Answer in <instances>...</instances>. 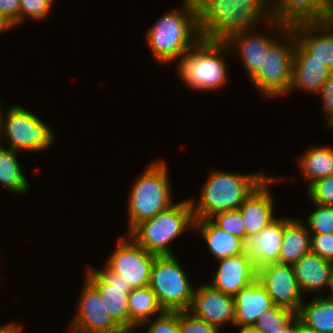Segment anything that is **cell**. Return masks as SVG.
I'll use <instances>...</instances> for the list:
<instances>
[{"label":"cell","instance_id":"obj_1","mask_svg":"<svg viewBox=\"0 0 333 333\" xmlns=\"http://www.w3.org/2000/svg\"><path fill=\"white\" fill-rule=\"evenodd\" d=\"M196 4L202 40L225 42L237 33L252 31L262 15L270 19V10H265L270 8L269 0H196Z\"/></svg>","mask_w":333,"mask_h":333},{"label":"cell","instance_id":"obj_2","mask_svg":"<svg viewBox=\"0 0 333 333\" xmlns=\"http://www.w3.org/2000/svg\"><path fill=\"white\" fill-rule=\"evenodd\" d=\"M146 34L148 46L159 63L182 57L201 39L196 0H184L179 11L165 13Z\"/></svg>","mask_w":333,"mask_h":333},{"label":"cell","instance_id":"obj_3","mask_svg":"<svg viewBox=\"0 0 333 333\" xmlns=\"http://www.w3.org/2000/svg\"><path fill=\"white\" fill-rule=\"evenodd\" d=\"M266 177L262 172L247 175L211 170L198 203L190 199L195 220L238 209Z\"/></svg>","mask_w":333,"mask_h":333},{"label":"cell","instance_id":"obj_4","mask_svg":"<svg viewBox=\"0 0 333 333\" xmlns=\"http://www.w3.org/2000/svg\"><path fill=\"white\" fill-rule=\"evenodd\" d=\"M166 163L152 162L131 187L127 205L128 234L141 222L173 205Z\"/></svg>","mask_w":333,"mask_h":333},{"label":"cell","instance_id":"obj_5","mask_svg":"<svg viewBox=\"0 0 333 333\" xmlns=\"http://www.w3.org/2000/svg\"><path fill=\"white\" fill-rule=\"evenodd\" d=\"M228 50L225 42L200 39L178 62L177 71L182 82L199 91L223 86L228 77L223 54Z\"/></svg>","mask_w":333,"mask_h":333},{"label":"cell","instance_id":"obj_6","mask_svg":"<svg viewBox=\"0 0 333 333\" xmlns=\"http://www.w3.org/2000/svg\"><path fill=\"white\" fill-rule=\"evenodd\" d=\"M189 199L174 203L155 217L138 224L128 235L146 251L157 256L173 255L168 245L183 231L194 227Z\"/></svg>","mask_w":333,"mask_h":333},{"label":"cell","instance_id":"obj_7","mask_svg":"<svg viewBox=\"0 0 333 333\" xmlns=\"http://www.w3.org/2000/svg\"><path fill=\"white\" fill-rule=\"evenodd\" d=\"M269 26L280 32V37L288 40L280 43L275 40L264 56L263 65L258 72L250 79L253 86L262 96L278 97L289 92L292 81V62L296 48L297 38L294 31H285L278 28L270 19ZM276 27V28H275Z\"/></svg>","mask_w":333,"mask_h":333},{"label":"cell","instance_id":"obj_8","mask_svg":"<svg viewBox=\"0 0 333 333\" xmlns=\"http://www.w3.org/2000/svg\"><path fill=\"white\" fill-rule=\"evenodd\" d=\"M149 287L156 294L160 305L168 311L187 310L195 291L174 255L155 257Z\"/></svg>","mask_w":333,"mask_h":333},{"label":"cell","instance_id":"obj_9","mask_svg":"<svg viewBox=\"0 0 333 333\" xmlns=\"http://www.w3.org/2000/svg\"><path fill=\"white\" fill-rule=\"evenodd\" d=\"M7 111L6 118L3 113L1 116L0 140L3 136L7 137L10 146L8 148L17 152H38L53 144L55 136L52 129L37 115L18 105Z\"/></svg>","mask_w":333,"mask_h":333},{"label":"cell","instance_id":"obj_10","mask_svg":"<svg viewBox=\"0 0 333 333\" xmlns=\"http://www.w3.org/2000/svg\"><path fill=\"white\" fill-rule=\"evenodd\" d=\"M106 266L119 274L132 289L149 286L151 267L157 255L139 246L129 235L118 238Z\"/></svg>","mask_w":333,"mask_h":333},{"label":"cell","instance_id":"obj_11","mask_svg":"<svg viewBox=\"0 0 333 333\" xmlns=\"http://www.w3.org/2000/svg\"><path fill=\"white\" fill-rule=\"evenodd\" d=\"M85 280L70 333H126L109 315L108 298Z\"/></svg>","mask_w":333,"mask_h":333},{"label":"cell","instance_id":"obj_12","mask_svg":"<svg viewBox=\"0 0 333 333\" xmlns=\"http://www.w3.org/2000/svg\"><path fill=\"white\" fill-rule=\"evenodd\" d=\"M269 5L270 20L285 31L329 22V7L322 0H271Z\"/></svg>","mask_w":333,"mask_h":333},{"label":"cell","instance_id":"obj_13","mask_svg":"<svg viewBox=\"0 0 333 333\" xmlns=\"http://www.w3.org/2000/svg\"><path fill=\"white\" fill-rule=\"evenodd\" d=\"M257 280L267 290L275 306L298 313L303 299L293 265L266 264L257 269Z\"/></svg>","mask_w":333,"mask_h":333},{"label":"cell","instance_id":"obj_14","mask_svg":"<svg viewBox=\"0 0 333 333\" xmlns=\"http://www.w3.org/2000/svg\"><path fill=\"white\" fill-rule=\"evenodd\" d=\"M85 278L100 292L102 298H108L109 315L129 333L128 296L131 285L107 266L102 271L88 268Z\"/></svg>","mask_w":333,"mask_h":333},{"label":"cell","instance_id":"obj_15","mask_svg":"<svg viewBox=\"0 0 333 333\" xmlns=\"http://www.w3.org/2000/svg\"><path fill=\"white\" fill-rule=\"evenodd\" d=\"M186 311L213 324L219 330L227 322L234 325V297L214 289L209 284L195 289Z\"/></svg>","mask_w":333,"mask_h":333},{"label":"cell","instance_id":"obj_16","mask_svg":"<svg viewBox=\"0 0 333 333\" xmlns=\"http://www.w3.org/2000/svg\"><path fill=\"white\" fill-rule=\"evenodd\" d=\"M279 180L275 177H266L257 188L239 206L246 238L261 232L276 218L274 216V199L268 190L271 182Z\"/></svg>","mask_w":333,"mask_h":333},{"label":"cell","instance_id":"obj_17","mask_svg":"<svg viewBox=\"0 0 333 333\" xmlns=\"http://www.w3.org/2000/svg\"><path fill=\"white\" fill-rule=\"evenodd\" d=\"M218 270L211 284L214 289L235 296L241 289L257 280V268L243 253L217 260Z\"/></svg>","mask_w":333,"mask_h":333},{"label":"cell","instance_id":"obj_18","mask_svg":"<svg viewBox=\"0 0 333 333\" xmlns=\"http://www.w3.org/2000/svg\"><path fill=\"white\" fill-rule=\"evenodd\" d=\"M284 236V218H277L261 232L243 241V254L252 259L258 269L266 264L278 263Z\"/></svg>","mask_w":333,"mask_h":333},{"label":"cell","instance_id":"obj_19","mask_svg":"<svg viewBox=\"0 0 333 333\" xmlns=\"http://www.w3.org/2000/svg\"><path fill=\"white\" fill-rule=\"evenodd\" d=\"M331 72L325 63L313 59V56L297 42L292 62V81L289 92L297 88L318 94Z\"/></svg>","mask_w":333,"mask_h":333},{"label":"cell","instance_id":"obj_20","mask_svg":"<svg viewBox=\"0 0 333 333\" xmlns=\"http://www.w3.org/2000/svg\"><path fill=\"white\" fill-rule=\"evenodd\" d=\"M273 306L267 290L255 280L234 296V325L252 327L257 318Z\"/></svg>","mask_w":333,"mask_h":333},{"label":"cell","instance_id":"obj_21","mask_svg":"<svg viewBox=\"0 0 333 333\" xmlns=\"http://www.w3.org/2000/svg\"><path fill=\"white\" fill-rule=\"evenodd\" d=\"M252 31H245L231 36L225 43L229 48H235L242 57L247 75L252 78L263 65L264 56L270 45L276 40ZM274 39V40H273Z\"/></svg>","mask_w":333,"mask_h":333},{"label":"cell","instance_id":"obj_22","mask_svg":"<svg viewBox=\"0 0 333 333\" xmlns=\"http://www.w3.org/2000/svg\"><path fill=\"white\" fill-rule=\"evenodd\" d=\"M294 33L297 42L313 59L325 63L333 72V24L329 21L319 26L301 27Z\"/></svg>","mask_w":333,"mask_h":333},{"label":"cell","instance_id":"obj_23","mask_svg":"<svg viewBox=\"0 0 333 333\" xmlns=\"http://www.w3.org/2000/svg\"><path fill=\"white\" fill-rule=\"evenodd\" d=\"M331 262L311 251L305 254L293 267L301 293L321 291L327 288Z\"/></svg>","mask_w":333,"mask_h":333},{"label":"cell","instance_id":"obj_24","mask_svg":"<svg viewBox=\"0 0 333 333\" xmlns=\"http://www.w3.org/2000/svg\"><path fill=\"white\" fill-rule=\"evenodd\" d=\"M311 251V235L300 219L284 218V236L279 255V264L294 265Z\"/></svg>","mask_w":333,"mask_h":333},{"label":"cell","instance_id":"obj_25","mask_svg":"<svg viewBox=\"0 0 333 333\" xmlns=\"http://www.w3.org/2000/svg\"><path fill=\"white\" fill-rule=\"evenodd\" d=\"M194 228L198 231L213 256L219 260L243 253V240L218 228L211 219L194 221Z\"/></svg>","mask_w":333,"mask_h":333},{"label":"cell","instance_id":"obj_26","mask_svg":"<svg viewBox=\"0 0 333 333\" xmlns=\"http://www.w3.org/2000/svg\"><path fill=\"white\" fill-rule=\"evenodd\" d=\"M128 304L129 333H133V328H138L145 321L152 319V316L161 315L165 311L149 286L132 289L129 292Z\"/></svg>","mask_w":333,"mask_h":333},{"label":"cell","instance_id":"obj_27","mask_svg":"<svg viewBox=\"0 0 333 333\" xmlns=\"http://www.w3.org/2000/svg\"><path fill=\"white\" fill-rule=\"evenodd\" d=\"M304 303L296 314L300 322L316 333H333V300L317 294L310 303Z\"/></svg>","mask_w":333,"mask_h":333},{"label":"cell","instance_id":"obj_28","mask_svg":"<svg viewBox=\"0 0 333 333\" xmlns=\"http://www.w3.org/2000/svg\"><path fill=\"white\" fill-rule=\"evenodd\" d=\"M303 176L309 180L308 187L315 181L333 174V148L312 146L298 159Z\"/></svg>","mask_w":333,"mask_h":333},{"label":"cell","instance_id":"obj_29","mask_svg":"<svg viewBox=\"0 0 333 333\" xmlns=\"http://www.w3.org/2000/svg\"><path fill=\"white\" fill-rule=\"evenodd\" d=\"M0 141V184L13 193L23 194L29 183L17 160V151L4 148Z\"/></svg>","mask_w":333,"mask_h":333},{"label":"cell","instance_id":"obj_30","mask_svg":"<svg viewBox=\"0 0 333 333\" xmlns=\"http://www.w3.org/2000/svg\"><path fill=\"white\" fill-rule=\"evenodd\" d=\"M295 317V312L274 305L271 309L264 311L252 327L260 333H277Z\"/></svg>","mask_w":333,"mask_h":333},{"label":"cell","instance_id":"obj_31","mask_svg":"<svg viewBox=\"0 0 333 333\" xmlns=\"http://www.w3.org/2000/svg\"><path fill=\"white\" fill-rule=\"evenodd\" d=\"M314 205L316 209L306 219L310 235L333 234V206Z\"/></svg>","mask_w":333,"mask_h":333},{"label":"cell","instance_id":"obj_32","mask_svg":"<svg viewBox=\"0 0 333 333\" xmlns=\"http://www.w3.org/2000/svg\"><path fill=\"white\" fill-rule=\"evenodd\" d=\"M210 219L221 230L239 237L243 241L246 239L243 218L238 209L217 213Z\"/></svg>","mask_w":333,"mask_h":333},{"label":"cell","instance_id":"obj_33","mask_svg":"<svg viewBox=\"0 0 333 333\" xmlns=\"http://www.w3.org/2000/svg\"><path fill=\"white\" fill-rule=\"evenodd\" d=\"M307 192L313 203L333 206V174L313 182Z\"/></svg>","mask_w":333,"mask_h":333},{"label":"cell","instance_id":"obj_34","mask_svg":"<svg viewBox=\"0 0 333 333\" xmlns=\"http://www.w3.org/2000/svg\"><path fill=\"white\" fill-rule=\"evenodd\" d=\"M152 323L148 326L146 333H180L179 331V311L165 310L158 315L156 320H147L140 326Z\"/></svg>","mask_w":333,"mask_h":333},{"label":"cell","instance_id":"obj_35","mask_svg":"<svg viewBox=\"0 0 333 333\" xmlns=\"http://www.w3.org/2000/svg\"><path fill=\"white\" fill-rule=\"evenodd\" d=\"M180 333H219L213 324L207 323L197 315L189 314L186 310L179 311Z\"/></svg>","mask_w":333,"mask_h":333},{"label":"cell","instance_id":"obj_36","mask_svg":"<svg viewBox=\"0 0 333 333\" xmlns=\"http://www.w3.org/2000/svg\"><path fill=\"white\" fill-rule=\"evenodd\" d=\"M54 0H20V24L26 17L35 20L45 18Z\"/></svg>","mask_w":333,"mask_h":333},{"label":"cell","instance_id":"obj_37","mask_svg":"<svg viewBox=\"0 0 333 333\" xmlns=\"http://www.w3.org/2000/svg\"><path fill=\"white\" fill-rule=\"evenodd\" d=\"M311 252L333 262V234L311 235Z\"/></svg>","mask_w":333,"mask_h":333},{"label":"cell","instance_id":"obj_38","mask_svg":"<svg viewBox=\"0 0 333 333\" xmlns=\"http://www.w3.org/2000/svg\"><path fill=\"white\" fill-rule=\"evenodd\" d=\"M0 13L15 26L20 24V0H0Z\"/></svg>","mask_w":333,"mask_h":333},{"label":"cell","instance_id":"obj_39","mask_svg":"<svg viewBox=\"0 0 333 333\" xmlns=\"http://www.w3.org/2000/svg\"><path fill=\"white\" fill-rule=\"evenodd\" d=\"M318 93L321 94L323 99V111L329 117L333 114V72L330 73L324 86Z\"/></svg>","mask_w":333,"mask_h":333},{"label":"cell","instance_id":"obj_40","mask_svg":"<svg viewBox=\"0 0 333 333\" xmlns=\"http://www.w3.org/2000/svg\"><path fill=\"white\" fill-rule=\"evenodd\" d=\"M21 325L14 323H8L7 325H3L0 327V333H21Z\"/></svg>","mask_w":333,"mask_h":333},{"label":"cell","instance_id":"obj_41","mask_svg":"<svg viewBox=\"0 0 333 333\" xmlns=\"http://www.w3.org/2000/svg\"><path fill=\"white\" fill-rule=\"evenodd\" d=\"M299 318L296 316L288 325L277 333H295L296 327L300 324Z\"/></svg>","mask_w":333,"mask_h":333},{"label":"cell","instance_id":"obj_42","mask_svg":"<svg viewBox=\"0 0 333 333\" xmlns=\"http://www.w3.org/2000/svg\"><path fill=\"white\" fill-rule=\"evenodd\" d=\"M12 27L14 28L15 25L0 13V34L4 33V31L6 32L8 29H11Z\"/></svg>","mask_w":333,"mask_h":333},{"label":"cell","instance_id":"obj_43","mask_svg":"<svg viewBox=\"0 0 333 333\" xmlns=\"http://www.w3.org/2000/svg\"><path fill=\"white\" fill-rule=\"evenodd\" d=\"M327 287H329V289H331V294L328 297V299L333 300V262H331V265H330V275H329Z\"/></svg>","mask_w":333,"mask_h":333},{"label":"cell","instance_id":"obj_44","mask_svg":"<svg viewBox=\"0 0 333 333\" xmlns=\"http://www.w3.org/2000/svg\"><path fill=\"white\" fill-rule=\"evenodd\" d=\"M295 333H316L315 331L307 328L302 323H300L295 330Z\"/></svg>","mask_w":333,"mask_h":333},{"label":"cell","instance_id":"obj_45","mask_svg":"<svg viewBox=\"0 0 333 333\" xmlns=\"http://www.w3.org/2000/svg\"><path fill=\"white\" fill-rule=\"evenodd\" d=\"M240 332L239 333H260L253 327H240Z\"/></svg>","mask_w":333,"mask_h":333},{"label":"cell","instance_id":"obj_46","mask_svg":"<svg viewBox=\"0 0 333 333\" xmlns=\"http://www.w3.org/2000/svg\"><path fill=\"white\" fill-rule=\"evenodd\" d=\"M329 21L333 24V0L329 8Z\"/></svg>","mask_w":333,"mask_h":333},{"label":"cell","instance_id":"obj_47","mask_svg":"<svg viewBox=\"0 0 333 333\" xmlns=\"http://www.w3.org/2000/svg\"><path fill=\"white\" fill-rule=\"evenodd\" d=\"M327 125H328V127H330L331 128V130L333 129V114L332 115H330L329 117H328V121H327Z\"/></svg>","mask_w":333,"mask_h":333},{"label":"cell","instance_id":"obj_48","mask_svg":"<svg viewBox=\"0 0 333 333\" xmlns=\"http://www.w3.org/2000/svg\"><path fill=\"white\" fill-rule=\"evenodd\" d=\"M322 1L330 8L332 0H322Z\"/></svg>","mask_w":333,"mask_h":333},{"label":"cell","instance_id":"obj_49","mask_svg":"<svg viewBox=\"0 0 333 333\" xmlns=\"http://www.w3.org/2000/svg\"><path fill=\"white\" fill-rule=\"evenodd\" d=\"M1 108H2V106L0 105V124H1V116H2V110H3Z\"/></svg>","mask_w":333,"mask_h":333}]
</instances>
